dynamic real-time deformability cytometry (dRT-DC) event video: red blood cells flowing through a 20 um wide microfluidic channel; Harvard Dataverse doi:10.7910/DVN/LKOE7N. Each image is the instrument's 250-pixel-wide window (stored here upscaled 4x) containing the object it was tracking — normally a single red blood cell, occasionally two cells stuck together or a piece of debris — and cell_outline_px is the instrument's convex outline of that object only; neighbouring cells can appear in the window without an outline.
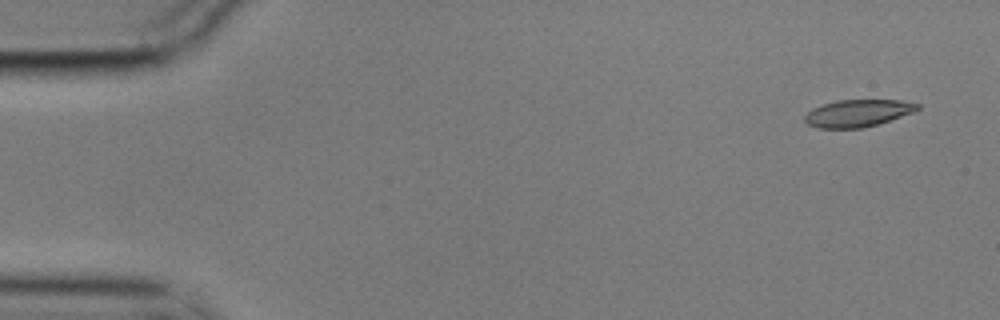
{"species": "common noctule bat (a hibernating species)", "species_latin": "Nyctalus noctula", "temperature_condition": "cold", "stored_images_in_passage": 4, "camera_frame_rate_fps": 3000, "um_per_image_px": 0.085, "animal": {"sex": "male", "body_mass_g": 17.9}, "frame": {"image": 1, "passage_image": 1, "time_ms": 0.0, "image_size_px": [1000, 320], "cell_outline_px": [[920, 108], [916, 112], [876, 124], [860, 128], [820, 128], [808, 124], [804, 120], [804, 116], [812, 108], [836, 100], [900, 100], [920, 104]], "centroid_in_image_um": [72.93, 9.61], "position_along_channel_um": 12.1, "area_um2": 17.8}}
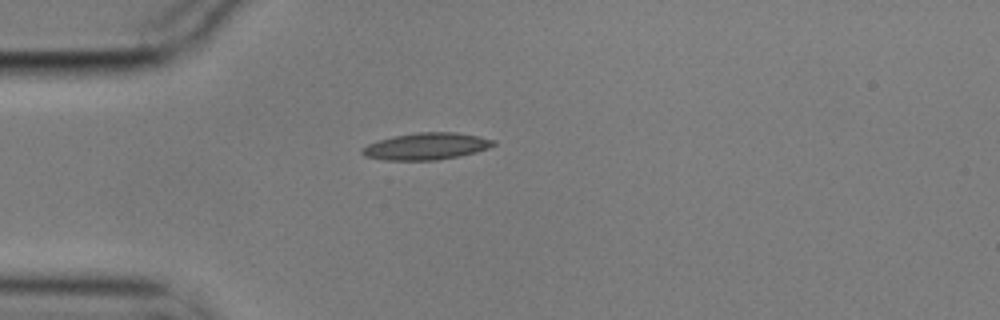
{"frame": {"image": 2, "passage_image": 4, "time_ms": 1.0, "image_size_px": [1000, 320], "cell_outline_px": [[496, 144], [488, 148], [476, 152], [460, 156], [436, 160], [384, 160], [364, 156], [360, 152], [360, 148], [368, 144], [392, 136], [416, 132], [456, 132], [480, 136], [496, 140]], "centroid_in_image_um": [36.24, 12.43], "position_along_channel_um": 48.8, "area_um2": 20.75}}